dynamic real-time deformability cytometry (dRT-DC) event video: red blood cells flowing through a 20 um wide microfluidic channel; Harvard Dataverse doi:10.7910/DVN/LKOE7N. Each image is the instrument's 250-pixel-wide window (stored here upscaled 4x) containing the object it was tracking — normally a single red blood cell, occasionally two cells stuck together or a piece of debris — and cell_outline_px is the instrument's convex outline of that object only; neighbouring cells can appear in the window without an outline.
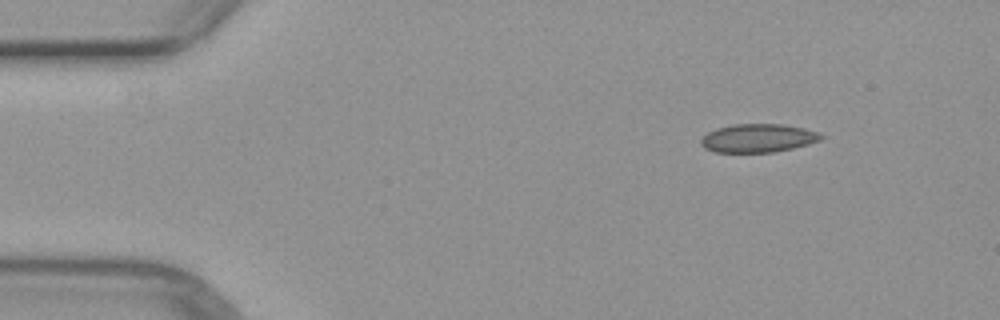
{"species": "common noctule bat (a hibernating species)", "species_latin": "Nyctalus noctula", "temperature_condition": "warm", "stored_images_in_passage": 1, "camera_frame_rate_fps": 3000, "um_per_image_px": 0.085, "animal": {"sex": "female", "body_mass_g": 29.2, "forearm_length_mm": 56.3}, "frame": {"image": 1, "passage_image": 1, "time_ms": 0.0, "image_size_px": [1000, 320], "cell_outline_px": [[824, 136], [820, 140], [808, 144], [792, 148], [772, 152], [716, 152], [704, 148], [700, 144], [700, 140], [708, 132], [716, 128], [732, 124], [784, 124], [804, 128], [816, 132]], "centroid_in_image_um": [64.4, 11.73], "position_along_channel_um": 20.6, "area_um2": 19.83}}